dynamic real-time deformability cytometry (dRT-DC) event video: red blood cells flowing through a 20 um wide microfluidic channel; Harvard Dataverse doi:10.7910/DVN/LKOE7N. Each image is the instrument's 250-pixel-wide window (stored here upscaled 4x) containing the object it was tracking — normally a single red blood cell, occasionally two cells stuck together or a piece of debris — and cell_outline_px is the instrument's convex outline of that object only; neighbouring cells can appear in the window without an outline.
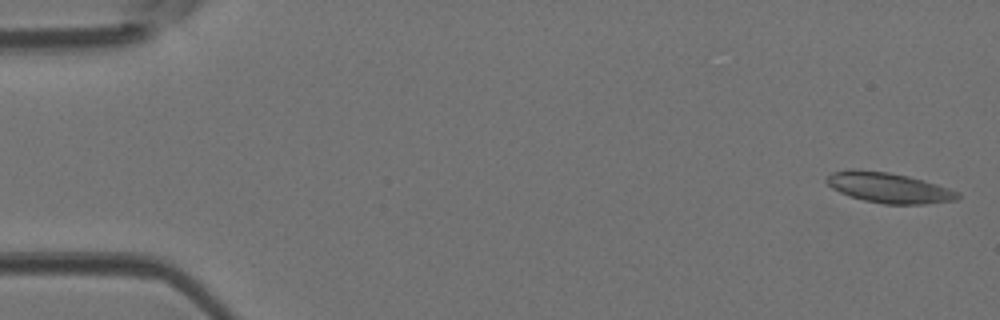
{"species": "Egyptian fruit bat (a non-hibernating species)", "species_latin": "Rousettus aegyptiacus", "temperature_condition": "room temperature", "stored_images_in_passage": 46, "camera_frame_rate_fps": 3000, "um_per_image_px": 0.085, "animal": {"sex": "female"}, "frame": {"image": 1, "passage_image": 1, "time_ms": 0.0, "image_size_px": [1000, 320], "cell_outline_px": [[960, 196], [956, 200], [924, 204], [884, 204], [864, 200], [848, 196], [832, 188], [824, 180], [832, 172], [848, 168], [856, 168], [888, 172], [908, 176], [936, 184], [960, 192]], "centroid_in_image_um": [75.5, 15.94], "position_along_channel_um": 9.5, "area_um2": 23.29}}
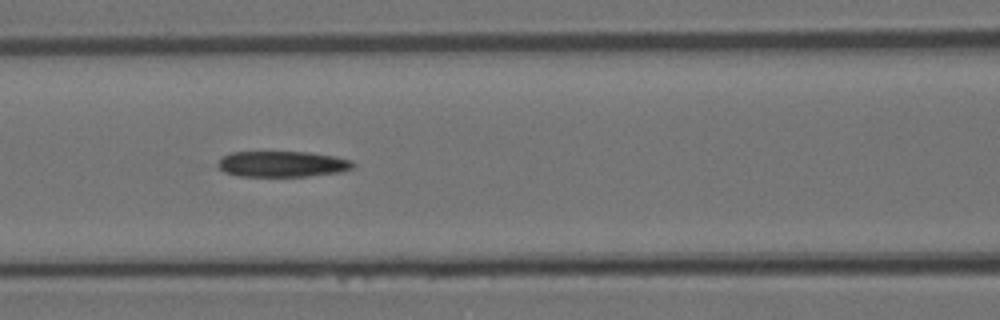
{"frame": {"image": 2, "passage_image": 19, "time_ms": 6.0, "image_size_px": [1000, 320], "cell_outline_px": [[356, 164], [352, 168], [340, 172], [308, 176], [240, 176], [224, 172], [216, 168], [216, 164], [224, 156], [232, 152], [308, 152], [336, 156], [352, 160]], "centroid_in_image_um": [24.0, 13.94], "position_along_channel_um": 142.6, "area_um2": 20.46}}
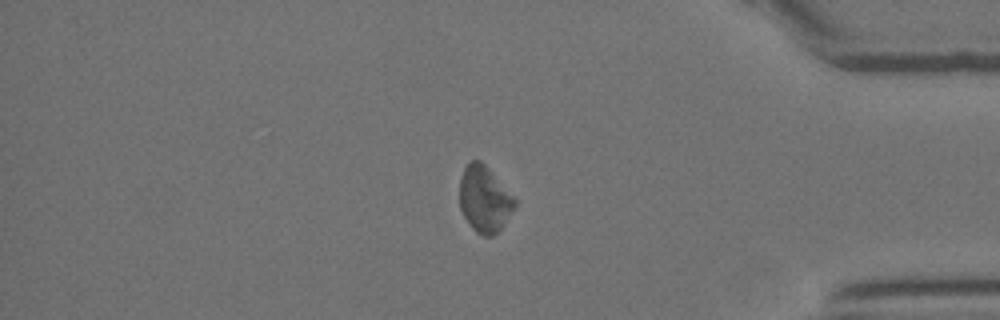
{"frame": {"image": 3, "passage_image": 38, "time_ms": 12.333, "image_size_px": [1000, 320], "cell_outline_px": [[516, 204], [500, 228], [492, 236], [484, 236], [476, 232], [472, 228], [464, 216], [460, 208], [460, 176], [464, 168], [472, 160], [480, 160], [488, 168], [516, 200]], "centroid_in_image_um": [41.14, 16.92], "position_along_channel_um": 394.1, "area_um2": 20.75}}